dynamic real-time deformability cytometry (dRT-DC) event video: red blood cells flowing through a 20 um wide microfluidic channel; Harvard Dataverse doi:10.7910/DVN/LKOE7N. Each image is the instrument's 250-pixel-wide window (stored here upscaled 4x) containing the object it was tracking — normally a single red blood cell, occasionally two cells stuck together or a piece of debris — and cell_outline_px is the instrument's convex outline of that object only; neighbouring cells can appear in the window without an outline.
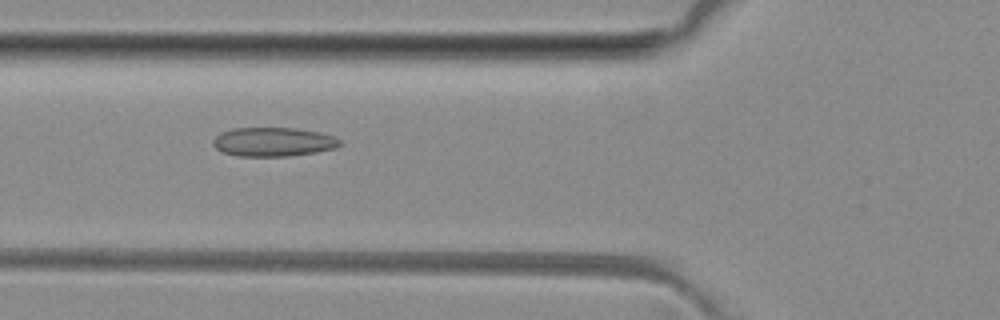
{"species": "common noctule bat (a hibernating species)", "species_latin": "Nyctalus noctula", "temperature_condition": "room temperature", "stored_images_in_passage": 8, "camera_frame_rate_fps": 3000, "um_per_image_px": 0.085, "animal": {"sex": "female", "body_mass_g": 29.2, "forearm_length_mm": 56.3}, "frame": {"image": 1, "passage_image": 5, "time_ms": 5.667, "image_size_px": [1000, 320], "cell_outline_px": [[340, 144], [336, 148], [316, 152], [288, 156], [240, 156], [224, 152], [216, 148], [212, 144], [212, 140], [220, 132], [232, 128], [296, 128], [320, 132], [336, 136], [340, 140]], "centroid_in_image_um": [23.24, 12.05], "position_along_channel_um": 102.6, "area_um2": 21.5}}
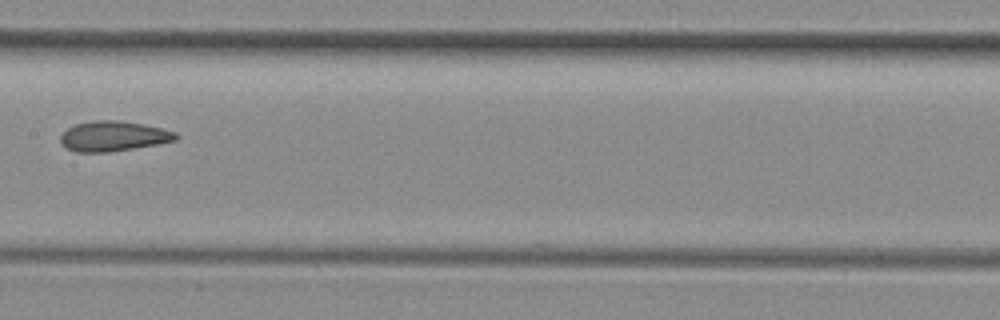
{"frame": {"image": 2, "passage_image": 7, "time_ms": 8.0, "image_size_px": [1000, 320], "cell_outline_px": [[180, 136], [176, 140], [156, 144], [108, 152], [76, 152], [68, 148], [60, 140], [60, 136], [68, 128], [76, 124], [92, 120], [120, 120], [144, 124], [176, 132]], "centroid_in_image_um": [9.65, 11.56], "position_along_channel_um": 197.8, "area_um2": 20.06}}
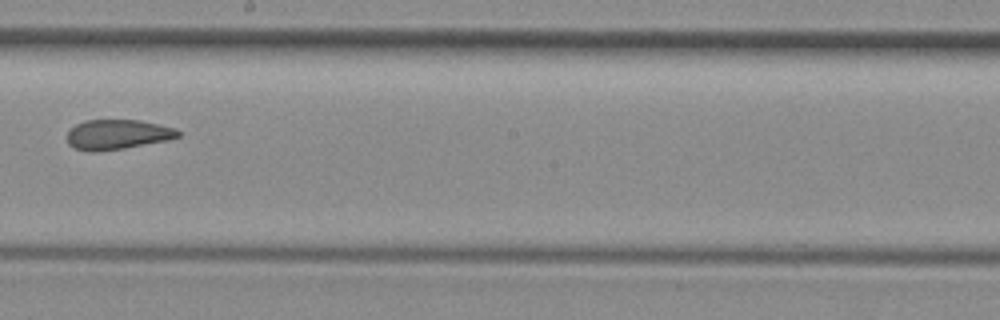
{"frame": {"image": 3, "passage_image": 8, "time_ms": 9.0, "image_size_px": [1000, 320], "cell_outline_px": [[180, 136], [168, 140], [124, 148], [96, 152], [88, 152], [76, 148], [68, 144], [68, 132], [76, 124], [84, 120], [140, 120], [160, 124], [176, 128], [180, 132]], "centroid_in_image_um": [10.0, 11.43], "position_along_channel_um": 238.2, "area_um2": 19.36}}